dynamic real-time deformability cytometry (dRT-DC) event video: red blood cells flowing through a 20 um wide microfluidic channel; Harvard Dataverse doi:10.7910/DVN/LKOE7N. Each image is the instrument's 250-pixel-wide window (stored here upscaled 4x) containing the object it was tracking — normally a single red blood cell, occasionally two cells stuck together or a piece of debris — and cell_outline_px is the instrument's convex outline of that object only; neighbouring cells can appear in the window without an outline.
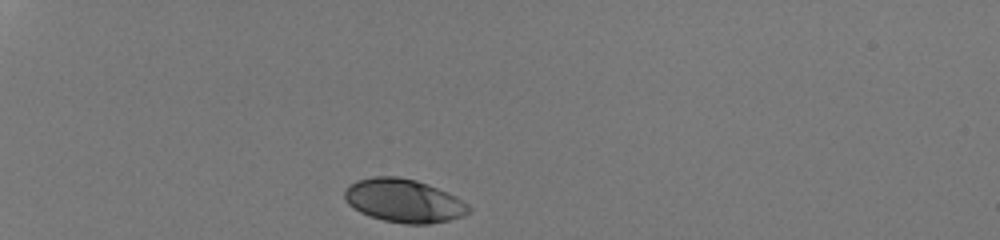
{"species": "human", "species_latin": "Homo sapiens", "temperature_condition": "room temperature", "stored_images_in_passage": 31, "camera_frame_rate_fps": 3000, "um_per_image_px": 0.085, "donor": {"sex": "male"}, "frame": {"image": 1, "passage_image": 1, "time_ms": 0.0, "image_size_px": [1000, 240], "cell_outline_px": [[472, 208], [464, 216], [448, 220], [428, 224], [404, 224], [384, 220], [360, 212], [348, 204], [344, 200], [344, 192], [348, 184], [356, 180], [372, 176], [396, 176], [416, 180], [428, 184], [448, 192], [456, 196], [468, 204]], "centroid_in_image_um": [34.32, 17.05], "position_along_channel_um": 50.7, "area_um2": 31.56}}
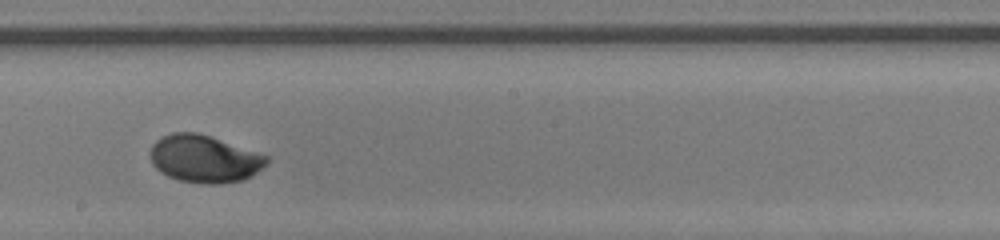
{"frame": {"image": 2, "passage_image": 18, "time_ms": 5.667, "image_size_px": [1000, 240], "cell_outline_px": [[268, 160], [256, 172], [240, 180], [216, 184], [200, 184], [180, 180], [168, 176], [160, 172], [152, 164], [152, 144], [160, 136], [172, 132], [196, 132], [268, 156]], "centroid_in_image_um": [17.3, 13.5], "position_along_channel_um": 230.9, "area_um2": 31.56}}
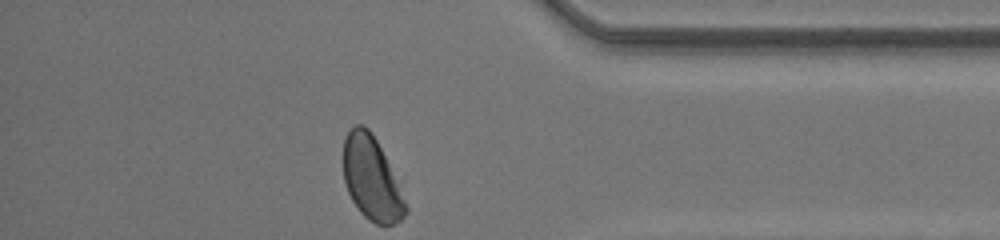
{"frame": {"image": 3, "passage_image": 31, "time_ms": 10.0, "image_size_px": [1000, 240], "cell_outline_px": [[408, 212], [400, 220], [392, 224], [376, 224], [368, 220], [360, 212], [352, 200], [348, 192], [344, 180], [344, 140], [348, 132], [356, 124], [364, 124], [372, 132], [388, 164], [408, 208]], "centroid_in_image_um": [31.56, 15.18], "position_along_channel_um": 403.6, "area_um2": 29.59}, "authors_computed_cell_mechanics": {"area_um2": 31.8478, "velocity_mm_per_s": 4.2273, "shape_relaxation_time_tau1_ms": 2.2873, "shape_relaxation_time_tau2_ms": null, "deformation_change_tau1": 0.1293, "deformation_change_tau2": null}}